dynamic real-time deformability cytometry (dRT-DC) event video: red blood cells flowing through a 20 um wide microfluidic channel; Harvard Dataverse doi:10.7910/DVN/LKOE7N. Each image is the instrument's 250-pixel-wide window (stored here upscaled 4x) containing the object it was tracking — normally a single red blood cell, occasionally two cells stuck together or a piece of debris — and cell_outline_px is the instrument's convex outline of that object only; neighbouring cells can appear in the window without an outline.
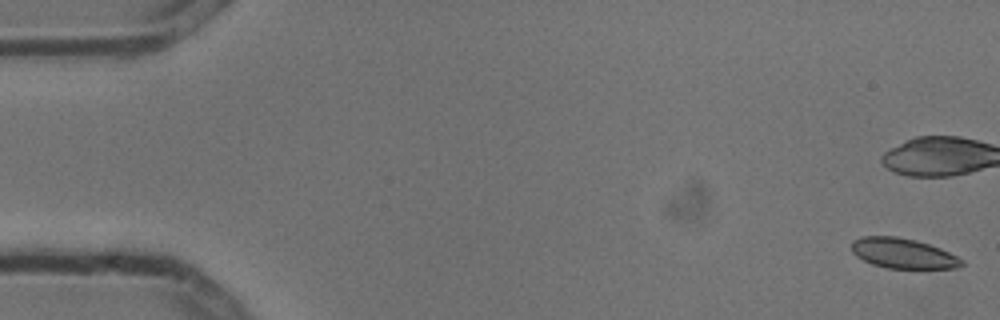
{"species": "common noctule bat (a hibernating species)", "species_latin": "Nyctalus noctula", "temperature_condition": "cold", "stored_images_in_passage": 5, "camera_frame_rate_fps": 3000, "um_per_image_px": 0.085, "animal": {"sex": "male", "body_mass_g": 13.3}, "frame": {"image": 1, "passage_image": 1, "time_ms": 0.0, "image_size_px": [1000, 320], "cell_outline_px": [[964, 264], [960, 268], [888, 268], [872, 264], [856, 256], [852, 252], [852, 240], [860, 236], [896, 236], [916, 240], [940, 248], [964, 260]], "centroid_in_image_um": [76.75, 21.53], "position_along_channel_um": 8.3, "area_um2": 19.36}}